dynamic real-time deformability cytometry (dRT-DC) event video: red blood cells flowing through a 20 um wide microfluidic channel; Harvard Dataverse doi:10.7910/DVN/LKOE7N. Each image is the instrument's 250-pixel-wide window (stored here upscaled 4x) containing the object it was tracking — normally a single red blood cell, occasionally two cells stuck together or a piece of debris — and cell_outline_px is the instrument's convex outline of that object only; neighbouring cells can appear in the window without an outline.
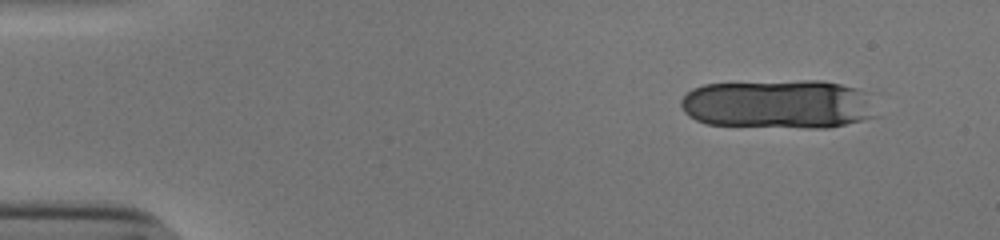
{"species": "human", "species_latin": "Homo sapiens", "temperature_condition": "cold", "stored_images_in_passage": 12, "camera_frame_rate_fps": 3000, "um_per_image_px": 0.085, "donor": {"sex": "male"}, "frame": {"image": 1, "passage_image": 1, "time_ms": 0.0, "image_size_px": [1000, 240], "cell_outline_px": [[880, 116], [828, 128], [804, 128], [708, 124], [696, 120], [688, 116], [684, 112], [680, 104], [680, 100], [692, 88], [704, 84], [800, 80], [820, 80], [840, 84], [856, 88], [864, 92]], "centroid_in_image_um": [66.16, 8.86], "position_along_channel_um": 18.8, "area_um2": 56.18}}